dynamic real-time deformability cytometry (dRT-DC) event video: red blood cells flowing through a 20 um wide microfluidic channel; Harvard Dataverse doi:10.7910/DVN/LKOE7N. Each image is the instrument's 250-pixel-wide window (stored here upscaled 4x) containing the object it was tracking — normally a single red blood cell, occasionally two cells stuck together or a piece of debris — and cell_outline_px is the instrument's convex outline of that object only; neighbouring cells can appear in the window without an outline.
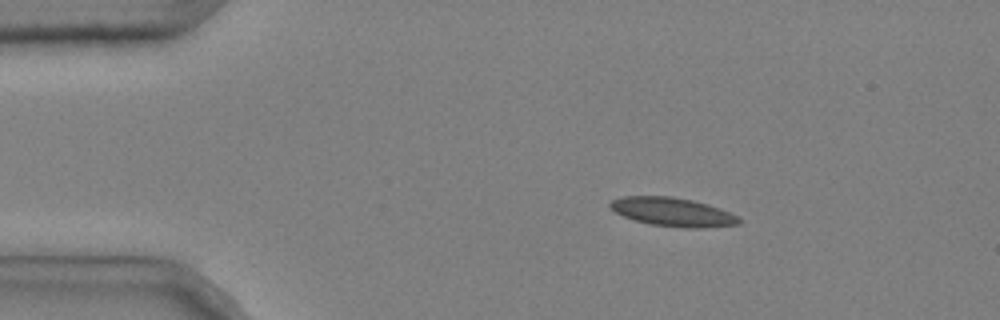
{"species": "common noctule bat (a hibernating species)", "species_latin": "Nyctalus noctula", "temperature_condition": "cold", "stored_images_in_passage": 44, "camera_frame_rate_fps": 3000, "um_per_image_px": 0.085, "animal": {"sex": "male", "body_mass_g": 20.4}, "frame": {"image": 1, "passage_image": 1, "time_ms": 0.0, "image_size_px": [1000, 320], "cell_outline_px": [[744, 220], [740, 224], [704, 228], [684, 228], [648, 224], [624, 216], [616, 212], [608, 204], [612, 200], [620, 196], [672, 196], [692, 200], [708, 204], [720, 208]], "centroid_in_image_um": [57.2, 18.02], "position_along_channel_um": 27.8, "area_um2": 21.62}}
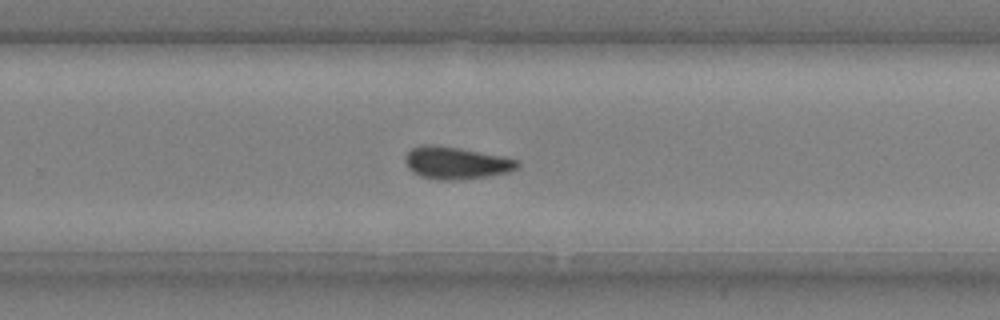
{"frame": {"image": 2, "passage_image": 27, "time_ms": 8.667, "image_size_px": [1000, 320], "cell_outline_px": [[520, 168], [512, 172], [488, 176], [452, 180], [436, 180], [420, 176], [412, 172], [408, 168], [404, 160], [404, 156], [412, 148], [424, 144], [432, 144], [460, 148], [504, 156], [520, 160]], "centroid_in_image_um": [38.8, 13.85], "position_along_channel_um": 291.0, "area_um2": 21.5}}
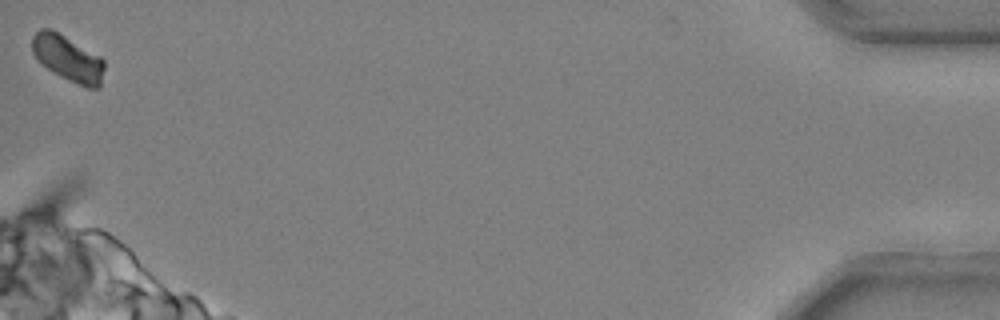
{"frame": {"image": 3, "passage_image": 44, "time_ms": 14.333, "image_size_px": [1000, 320], "cell_outline_px": [[104, 68], [100, 88], [88, 88], [68, 80], [52, 72], [36, 60], [32, 52], [32, 36], [40, 28], [52, 28], [100, 56], [104, 60]], "centroid_in_image_um": [5.75, 4.95], "position_along_channel_um": 429.4, "area_um2": 19.54}, "authors_computed_cell_mechanics": {"area_um2": 20.808, "velocity_mm_per_s": 3.6828, "shape_relaxation_time_tau1_ms": 5.8781, "shape_relaxation_time_tau2_ms": 3.6513, "deformation_change_tau1": 0.1414, "deformation_change_tau2": 0.075}}